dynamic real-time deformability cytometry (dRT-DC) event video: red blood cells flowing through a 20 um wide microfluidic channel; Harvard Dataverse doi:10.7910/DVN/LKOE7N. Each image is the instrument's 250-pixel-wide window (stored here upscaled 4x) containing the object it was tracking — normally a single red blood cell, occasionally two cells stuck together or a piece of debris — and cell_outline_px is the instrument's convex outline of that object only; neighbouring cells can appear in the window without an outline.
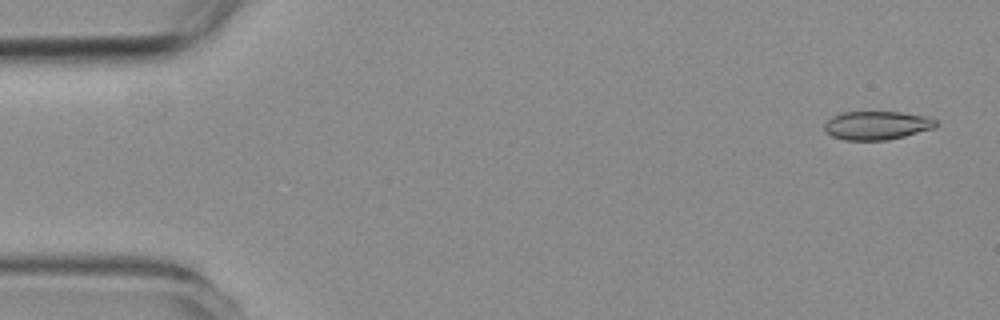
{"species": "common noctule bat (a hibernating species)", "species_latin": "Nyctalus noctula", "temperature_condition": "room temperature", "stored_images_in_passage": 6, "camera_frame_rate_fps": 3000, "um_per_image_px": 0.085, "animal": {"sex": "female", "body_mass_g": 19.3, "forearm_length_mm": 54.1}, "frame": {"image": 1, "passage_image": 1, "time_ms": 0.0, "image_size_px": [1000, 320], "cell_outline_px": [[936, 124], [932, 128], [904, 136], [888, 140], [844, 140], [832, 136], [824, 128], [824, 124], [832, 116], [840, 112], [900, 112], [928, 116], [936, 120]], "centroid_in_image_um": [74.51, 10.65], "position_along_channel_um": 10.5, "area_um2": 18.44}}
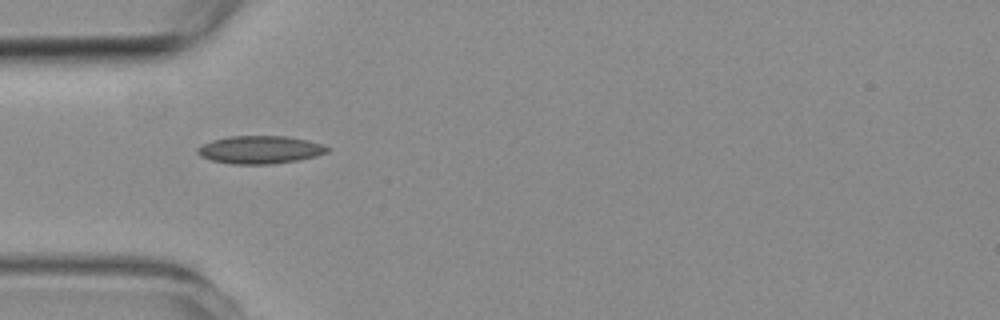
{"frame": {"image": 2, "passage_image": 5, "time_ms": 4.667, "image_size_px": [1000, 320], "cell_outline_px": [[332, 148], [328, 152], [316, 156], [300, 160], [272, 164], [232, 164], [212, 160], [200, 156], [196, 152], [196, 148], [212, 140], [228, 136], [284, 136], [308, 140], [324, 144]], "centroid_in_image_um": [22.14, 12.73], "position_along_channel_um": 62.9, "area_um2": 21.27}}
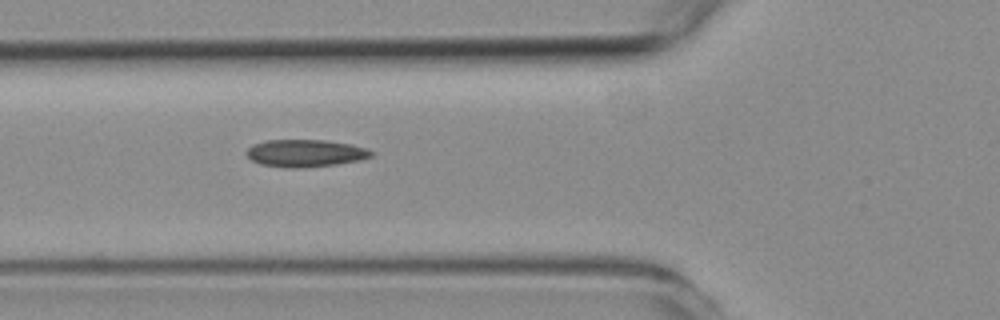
{"frame": {"image": 3, "passage_image": 6, "time_ms": 5.667, "image_size_px": [1000, 320], "cell_outline_px": [[376, 152], [372, 156], [360, 160], [336, 164], [304, 168], [288, 168], [260, 164], [252, 160], [244, 152], [252, 144], [268, 140], [324, 140], [352, 144], [368, 148]], "centroid_in_image_um": [25.98, 13.02], "position_along_channel_um": 99.8, "area_um2": 20.11}}